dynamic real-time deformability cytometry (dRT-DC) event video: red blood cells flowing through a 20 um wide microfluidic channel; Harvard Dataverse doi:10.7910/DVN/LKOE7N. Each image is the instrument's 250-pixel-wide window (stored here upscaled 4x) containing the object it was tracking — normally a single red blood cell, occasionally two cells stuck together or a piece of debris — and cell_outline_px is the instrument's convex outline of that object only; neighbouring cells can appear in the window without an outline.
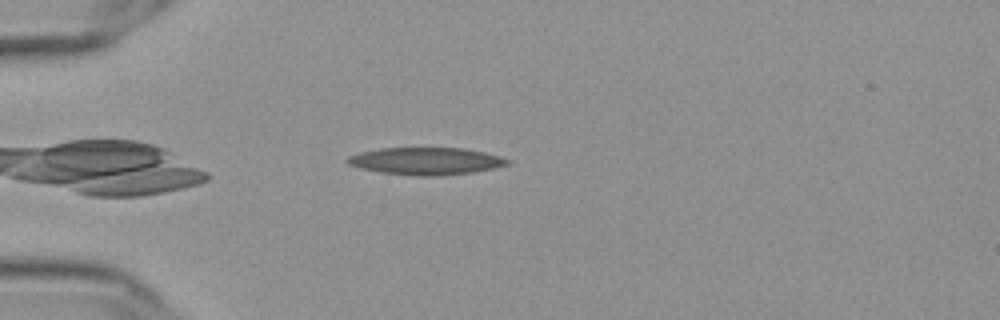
{"species": "Egyptian fruit bat (a non-hibernating species)", "species_latin": "Rousettus aegyptiacus", "temperature_condition": "cold", "stored_images_in_passage": 37, "camera_frame_rate_fps": 3000, "um_per_image_px": 0.085, "frame": {"image": 1, "passage_image": 4, "time_ms": 1.0, "image_size_px": [1000, 320], "cell_outline_px": [[508, 164], [496, 168], [472, 172], [432, 176], [416, 176], [380, 172], [360, 168], [348, 164], [344, 160], [348, 156], [360, 152], [380, 148], [464, 148], [484, 152], [500, 156], [508, 160]], "centroid_in_image_um": [36.17, 13.69], "position_along_channel_um": 48.8, "area_um2": 25.37}}
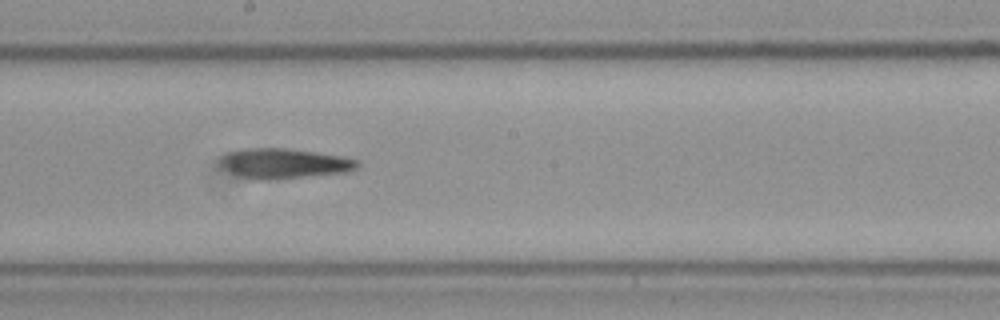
{"frame": {"image": 2, "passage_image": 20, "time_ms": 6.333, "image_size_px": [1000, 320], "cell_outline_px": [[360, 168], [348, 172], [276, 180], [252, 180], [232, 172], [224, 164], [224, 156], [232, 152], [244, 148], [284, 148], [340, 156], [356, 160], [360, 164]], "centroid_in_image_um": [24.27, 13.92], "position_along_channel_um": 223.9, "area_um2": 23.52}}
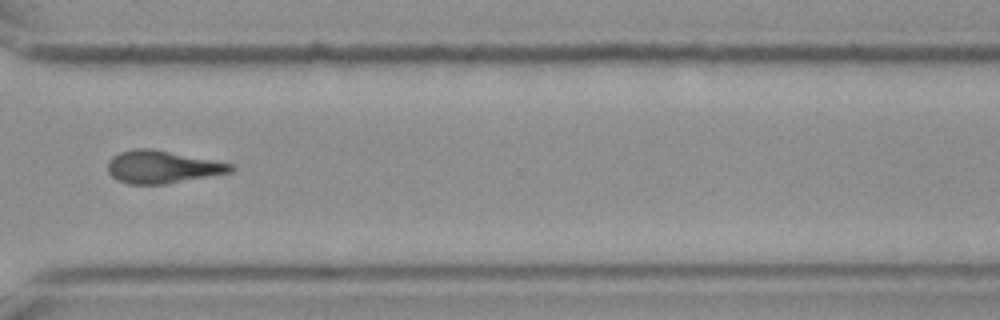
{"frame": {"image": 3, "passage_image": 31, "time_ms": 10.0, "image_size_px": [1000, 320], "cell_outline_px": [[236, 168], [232, 172], [164, 184], [128, 184], [116, 180], [108, 172], [108, 160], [112, 156], [120, 152], [132, 148], [152, 148], [232, 164]], "centroid_in_image_um": [13.75, 14.18], "position_along_channel_um": 356.8, "area_um2": 23.35}, "authors_computed_cell_mechanics": {"area_um2": 23.8136, "velocity_mm_per_s": 3.6284, "shape_relaxation_time_tau1_ms": null, "shape_relaxation_time_tau2_ms": 4.7541, "deformation_change_tau1": null, "deformation_change_tau2": 0.1596}}